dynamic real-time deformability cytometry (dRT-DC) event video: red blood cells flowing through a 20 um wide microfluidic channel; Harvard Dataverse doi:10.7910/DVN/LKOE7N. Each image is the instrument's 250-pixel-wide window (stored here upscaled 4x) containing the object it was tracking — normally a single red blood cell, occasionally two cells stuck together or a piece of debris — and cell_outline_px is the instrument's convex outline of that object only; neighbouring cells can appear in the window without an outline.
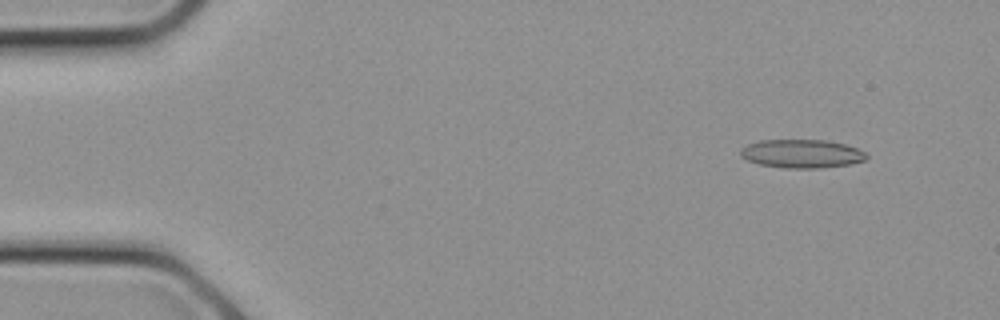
{"species": "common noctule bat (a hibernating species)", "species_latin": "Nyctalus noctula", "temperature_condition": "cold", "stored_images_in_passage": 23, "camera_frame_rate_fps": 3000, "um_per_image_px": 0.085, "animal": {"sex": "female", "body_mass_g": 21.9}, "frame": {"image": 1, "passage_image": 1, "time_ms": 0.0, "image_size_px": [1000, 320], "cell_outline_px": [[868, 156], [864, 160], [848, 164], [820, 168], [784, 168], [760, 164], [748, 160], [740, 156], [740, 148], [748, 144], [760, 140], [828, 140], [844, 144], [856, 148], [864, 152]], "centroid_in_image_um": [68.12, 13.06], "position_along_channel_um": 16.9, "area_um2": 20.81}}
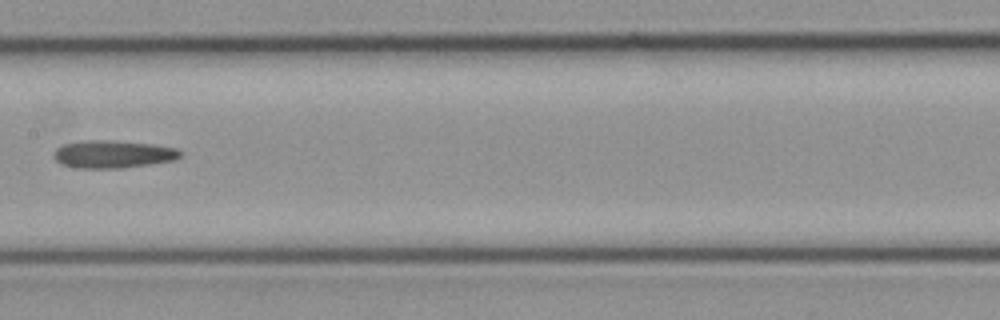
{"frame": {"image": 2, "passage_image": 11, "time_ms": 3.333, "image_size_px": [1000, 320], "cell_outline_px": [[184, 152], [180, 156], [172, 160], [148, 164], [120, 168], [80, 168], [60, 164], [52, 156], [52, 152], [56, 148], [64, 144], [84, 140], [112, 140], [152, 144], [176, 148]], "centroid_in_image_um": [9.56, 13.1], "position_along_channel_um": 197.8, "area_um2": 20.4}}
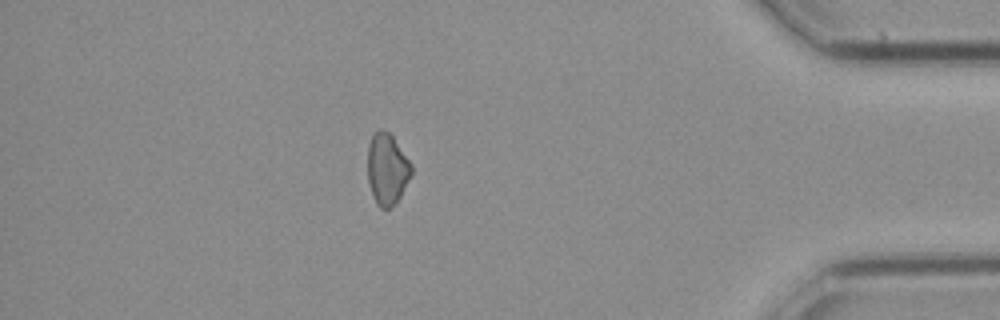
{"frame": {"image": 3, "passage_image": 20, "time_ms": 6.333, "image_size_px": [1000, 320], "cell_outline_px": [[412, 176], [396, 204], [388, 208], [380, 208], [376, 204], [368, 180], [368, 144], [372, 136], [380, 128], [388, 132], [392, 136], [412, 164]], "centroid_in_image_um": [32.92, 14.39], "position_along_channel_um": 402.3, "area_um2": 18.21}}